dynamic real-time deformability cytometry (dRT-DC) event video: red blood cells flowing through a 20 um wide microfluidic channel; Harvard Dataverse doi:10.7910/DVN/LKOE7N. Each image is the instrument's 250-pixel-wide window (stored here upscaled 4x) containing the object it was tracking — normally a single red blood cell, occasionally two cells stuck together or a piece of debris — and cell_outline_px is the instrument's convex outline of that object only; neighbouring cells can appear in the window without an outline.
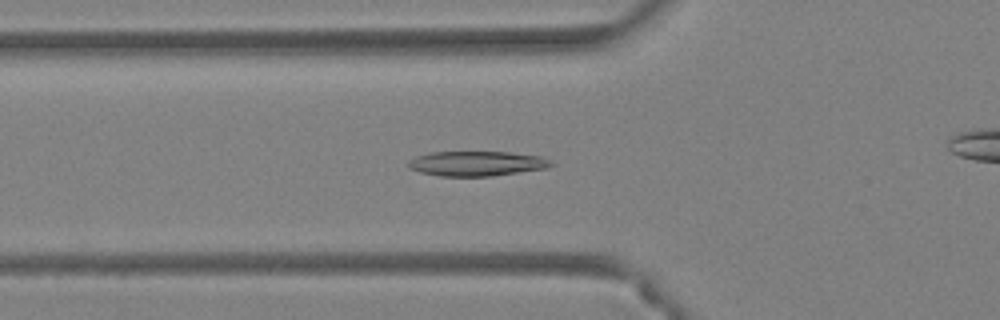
{"species": "Egyptian fruit bat (a non-hibernating species)", "species_latin": "Rousettus aegyptiacus", "temperature_condition": "warm", "stored_images_in_passage": 49, "camera_frame_rate_fps": 3000, "um_per_image_px": 0.085, "animal": {"sex": "female"}, "frame": {"image": 1, "passage_image": 18, "time_ms": 5.667, "image_size_px": [1000, 320], "cell_outline_px": [[556, 164], [548, 168], [492, 176], [440, 176], [420, 172], [408, 168], [408, 160], [416, 156], [432, 152], [512, 152], [544, 156], [552, 160]], "centroid_in_image_um": [40.59, 13.89], "position_along_channel_um": 85.2, "area_um2": 20.98}}
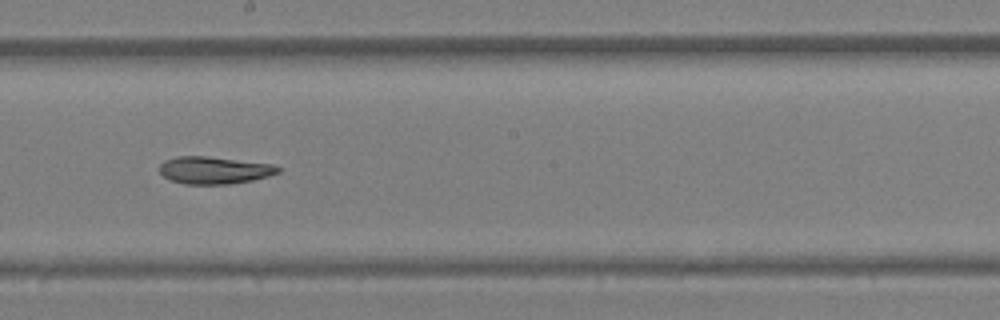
{"frame": {"image": 2, "passage_image": 28, "time_ms": 9.0, "image_size_px": [1000, 320], "cell_outline_px": [[280, 172], [268, 176], [252, 180], [232, 184], [184, 184], [172, 180], [164, 176], [160, 172], [160, 164], [164, 160], [176, 156], [208, 156], [272, 164], [280, 168]], "centroid_in_image_um": [18.2, 14.46], "position_along_channel_um": 230.0, "area_um2": 18.84}}
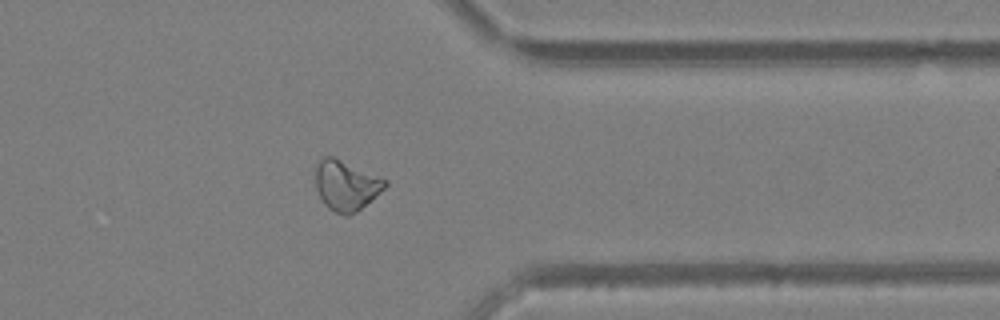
{"frame": {"image": 3, "passage_image": 39, "time_ms": 12.667, "image_size_px": [1000, 320], "cell_outline_px": [[388, 184], [380, 192], [356, 212], [348, 216], [344, 216], [328, 208], [324, 204], [316, 188], [316, 164], [324, 156], [332, 156], [388, 180]], "centroid_in_image_um": [29.41, 15.76], "position_along_channel_um": 382.0, "area_um2": 20.06}}